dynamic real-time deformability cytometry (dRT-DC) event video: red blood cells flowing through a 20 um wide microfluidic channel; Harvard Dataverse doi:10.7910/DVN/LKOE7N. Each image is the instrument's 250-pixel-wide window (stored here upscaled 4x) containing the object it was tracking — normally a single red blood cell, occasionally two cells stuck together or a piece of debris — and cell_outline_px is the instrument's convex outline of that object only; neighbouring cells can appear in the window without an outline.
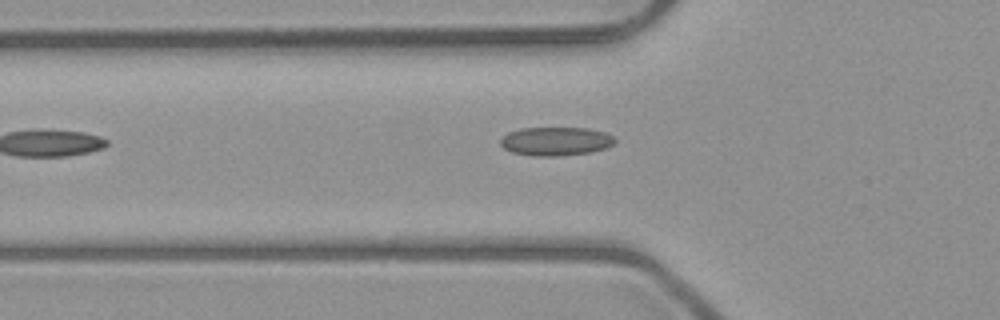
{"species": "common noctule bat (a hibernating species)", "species_latin": "Nyctalus noctula", "temperature_condition": "room temperature", "stored_images_in_passage": 7, "camera_frame_rate_fps": 3000, "um_per_image_px": 0.085, "animal": {"sex": "male", "body_mass_g": 23.1, "forearm_length_mm": 52.7}, "frame": {"image": 1, "passage_image": 5, "time_ms": 5.667, "image_size_px": [1000, 320], "cell_outline_px": [[616, 140], [612, 144], [604, 148], [592, 152], [560, 156], [532, 156], [512, 152], [504, 148], [500, 144], [500, 140], [508, 132], [520, 128], [588, 128], [604, 132], [612, 136]], "centroid_in_image_um": [47.21, 12.01], "position_along_channel_um": 78.6, "area_um2": 19.07}}
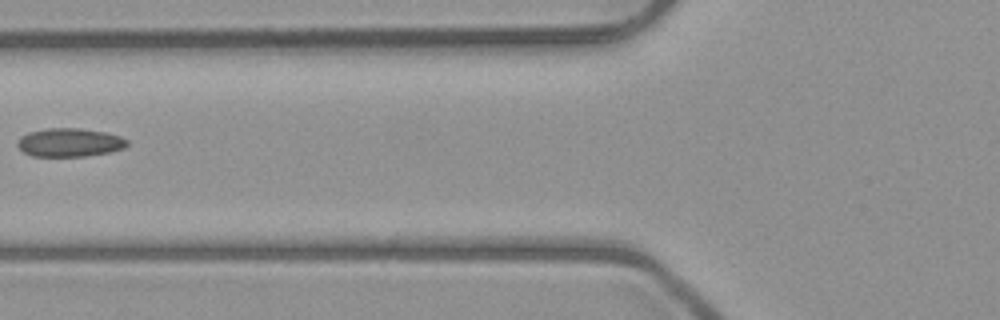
{"frame": {"image": 2, "passage_image": 6, "time_ms": 6.667, "image_size_px": [1000, 320], "cell_outline_px": [[128, 144], [124, 148], [108, 152], [84, 156], [32, 156], [24, 152], [16, 144], [16, 140], [20, 136], [28, 132], [48, 128], [80, 128], [104, 132], [120, 136], [128, 140]], "centroid_in_image_um": [5.88, 12.1], "position_along_channel_um": 119.9, "area_um2": 18.21}}
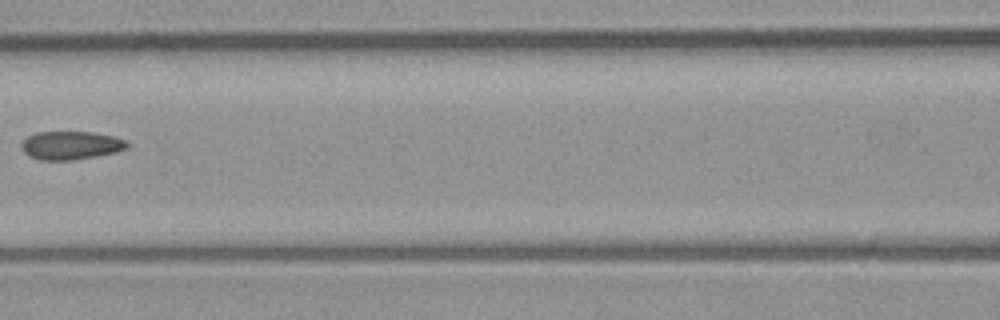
{"frame": {"image": 3, "passage_image": 7, "time_ms": 7.667, "image_size_px": [1000, 320], "cell_outline_px": [[128, 148], [116, 152], [96, 156], [72, 160], [40, 160], [28, 156], [20, 148], [20, 144], [28, 136], [36, 132], [92, 132], [116, 136], [128, 140]], "centroid_in_image_um": [6.03, 12.35], "position_along_channel_um": 160.6, "area_um2": 17.69}}